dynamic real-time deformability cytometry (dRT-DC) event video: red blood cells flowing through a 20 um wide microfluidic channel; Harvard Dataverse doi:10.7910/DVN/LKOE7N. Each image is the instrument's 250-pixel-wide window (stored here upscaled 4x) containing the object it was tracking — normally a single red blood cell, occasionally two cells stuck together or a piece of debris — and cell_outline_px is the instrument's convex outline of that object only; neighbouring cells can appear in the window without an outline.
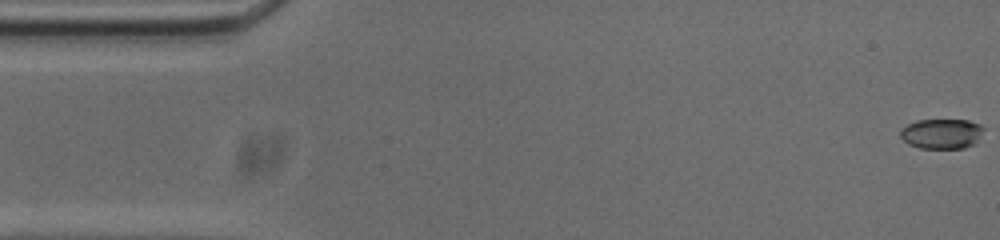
{"species": "common noctule bat (a hibernating species)", "species_latin": "Nyctalus noctula", "temperature_condition": "cold", "stored_images_in_passage": 48, "camera_frame_rate_fps": 3000, "um_per_image_px": 0.085, "animal": {"sex": "male", "body_mass_g": 20.0, "forearm_length_mm": 53.3}, "frame": {"image": 1, "passage_image": 1, "time_ms": 0.0, "image_size_px": [1000, 240], "cell_outline_px": [[984, 128], [976, 144], [964, 148], [920, 148], [908, 144], [900, 136], [900, 128], [916, 120], [968, 120], [980, 124]], "centroid_in_image_um": [80.04, 11.36], "position_along_channel_um": 5.0, "area_um2": 14.68}}
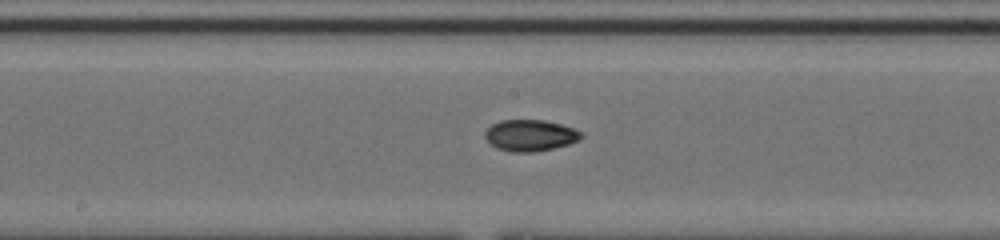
{"frame": {"image": 2, "passage_image": 27, "time_ms": 8.667, "image_size_px": [1000, 240], "cell_outline_px": [[584, 136], [580, 140], [568, 144], [552, 148], [532, 152], [512, 152], [496, 148], [484, 136], [484, 132], [492, 124], [500, 120], [544, 120], [576, 128]], "centroid_in_image_um": [45.08, 11.5], "position_along_channel_um": 203.1, "area_um2": 17.57}}
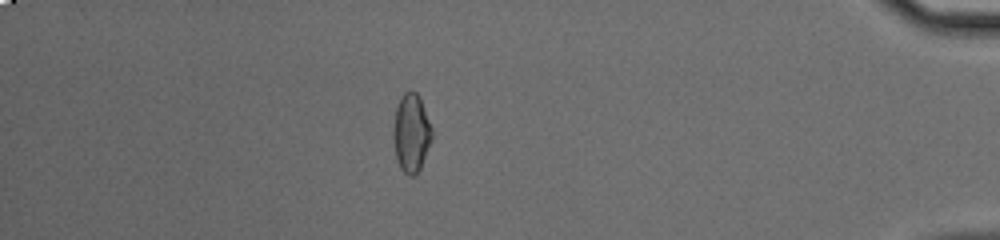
{"frame": {"image": 3, "passage_image": 47, "time_ms": 15.333, "image_size_px": [1000, 240], "cell_outline_px": [[432, 140], [420, 168], [416, 176], [408, 176], [400, 168], [396, 160], [392, 136], [392, 128], [396, 108], [400, 96], [404, 92], [416, 92], [420, 100], [432, 128]], "centroid_in_image_um": [34.93, 11.35], "position_along_channel_um": 400.3, "area_um2": 17.74}, "authors_computed_cell_mechanics": {"area_um2": 16.9643, "velocity_mm_per_s": 3.742, "shape_relaxation_time_tau1_ms": null, "shape_relaxation_time_tau2_ms": 2.2447, "deformation_change_tau1": null, "deformation_change_tau2": 0.056}}